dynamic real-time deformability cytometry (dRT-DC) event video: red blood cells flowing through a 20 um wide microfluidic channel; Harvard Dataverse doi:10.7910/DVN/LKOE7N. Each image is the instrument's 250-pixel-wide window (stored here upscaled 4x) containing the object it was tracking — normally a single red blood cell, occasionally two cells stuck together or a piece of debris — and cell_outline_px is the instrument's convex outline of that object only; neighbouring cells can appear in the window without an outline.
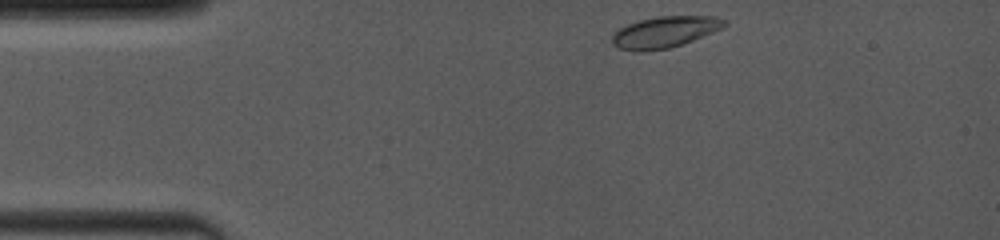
{"species": "common noctule bat (a hibernating species)", "species_latin": "Nyctalus noctula", "temperature_condition": "room temperature", "stored_images_in_passage": 5, "camera_frame_rate_fps": 4000, "um_per_image_px": 0.085, "animal": {"sex": "female", "body_mass_g": 19.0, "forearm_length_mm": 53.3}, "frame": {"image": 1, "passage_image": 1, "time_ms": 0.0, "image_size_px": [1000, 240], "cell_outline_px": [[728, 24], [724, 28], [692, 40], [668, 48], [640, 52], [636, 52], [620, 48], [612, 44], [612, 36], [620, 28], [628, 24], [640, 20], [656, 16], [712, 16], [728, 20]], "centroid_in_image_um": [56.53, 2.71], "position_along_channel_um": 28.5, "area_um2": 20.4}}
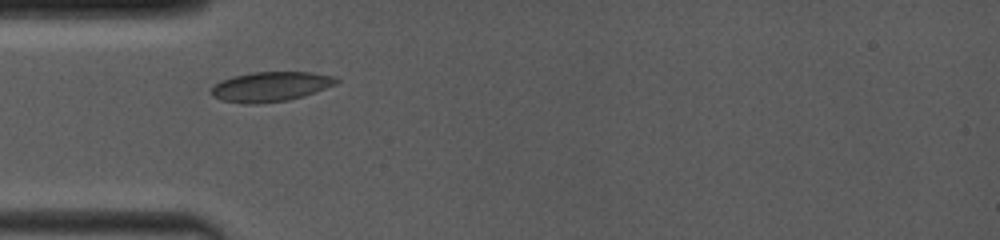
{"frame": {"image": 2, "passage_image": 4, "time_ms": 2.25, "image_size_px": [1000, 240], "cell_outline_px": [[340, 80], [336, 84], [304, 96], [288, 100], [256, 104], [244, 104], [220, 100], [212, 96], [208, 92], [220, 80], [232, 76], [252, 72], [312, 72], [336, 76]], "centroid_in_image_um": [22.98, 7.36], "position_along_channel_um": 62.0, "area_um2": 21.96}}